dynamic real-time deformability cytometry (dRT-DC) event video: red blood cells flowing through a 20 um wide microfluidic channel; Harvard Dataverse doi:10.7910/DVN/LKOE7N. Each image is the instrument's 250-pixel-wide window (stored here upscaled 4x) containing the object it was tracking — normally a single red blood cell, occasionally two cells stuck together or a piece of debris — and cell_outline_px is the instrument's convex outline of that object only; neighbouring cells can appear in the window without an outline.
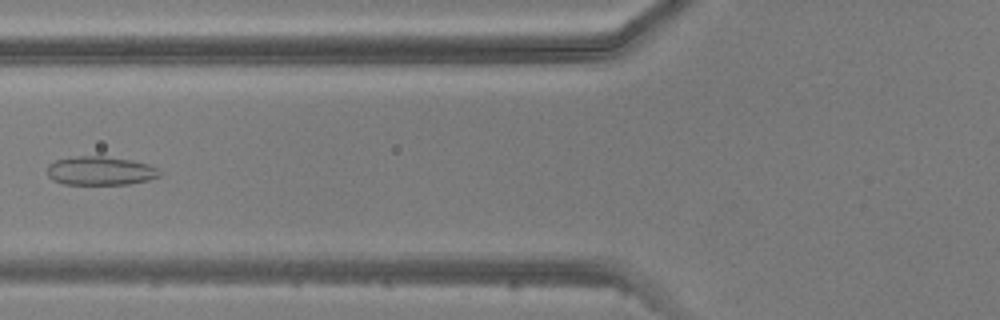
{"species": "common noctule bat (a hibernating species)", "species_latin": "Nyctalus noctula", "temperature_condition": "warm", "stored_images_in_passage": 5, "camera_frame_rate_fps": 3000, "um_per_image_px": 0.085, "animal": {"sex": "male", "body_mass_g": 20.5, "forearm_length_mm": 52.5}, "frame": {"image": 1, "passage_image": 5, "time_ms": 4.667, "image_size_px": [1000, 320], "cell_outline_px": [[160, 176], [148, 180], [128, 184], [64, 184], [52, 180], [48, 176], [48, 164], [56, 160], [76, 156], [104, 156], [132, 160], [148, 164], [156, 168], [160, 172]], "centroid_in_image_um": [8.51, 14.52], "position_along_channel_um": 117.3, "area_um2": 18.79}}